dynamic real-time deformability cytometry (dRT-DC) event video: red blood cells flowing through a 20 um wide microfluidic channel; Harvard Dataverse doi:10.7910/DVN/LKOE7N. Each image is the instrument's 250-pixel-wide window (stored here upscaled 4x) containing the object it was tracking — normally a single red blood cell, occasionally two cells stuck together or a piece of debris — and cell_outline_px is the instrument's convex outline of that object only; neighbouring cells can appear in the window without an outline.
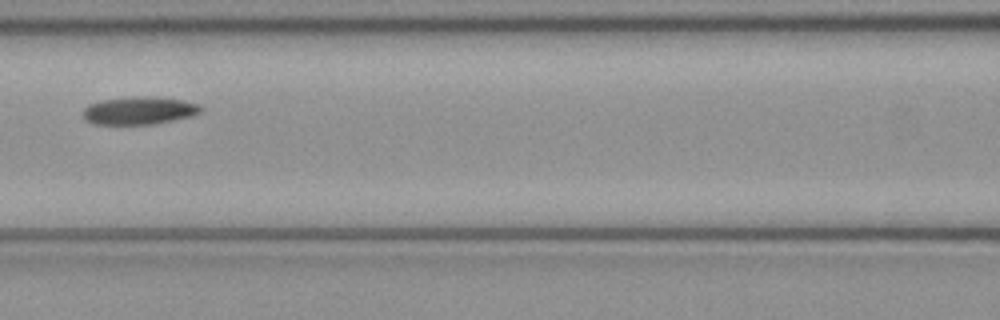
{"species": "common noctule bat (a hibernating species)", "species_latin": "Nyctalus noctula", "temperature_condition": "cold", "stored_images_in_passage": 4, "camera_frame_rate_fps": 3000, "um_per_image_px": 0.085, "animal": {"sex": "female", "body_mass_g": 21.9}, "frame": {"image": 1, "passage_image": 4, "time_ms": 1.0, "image_size_px": [1000, 320], "cell_outline_px": [[204, 108], [200, 112], [192, 116], [152, 124], [92, 124], [84, 120], [80, 112], [88, 104], [100, 100], [136, 96], [152, 96], [184, 100], [200, 104]], "centroid_in_image_um": [11.79, 9.39], "position_along_channel_um": 154.8, "area_um2": 19.42}}